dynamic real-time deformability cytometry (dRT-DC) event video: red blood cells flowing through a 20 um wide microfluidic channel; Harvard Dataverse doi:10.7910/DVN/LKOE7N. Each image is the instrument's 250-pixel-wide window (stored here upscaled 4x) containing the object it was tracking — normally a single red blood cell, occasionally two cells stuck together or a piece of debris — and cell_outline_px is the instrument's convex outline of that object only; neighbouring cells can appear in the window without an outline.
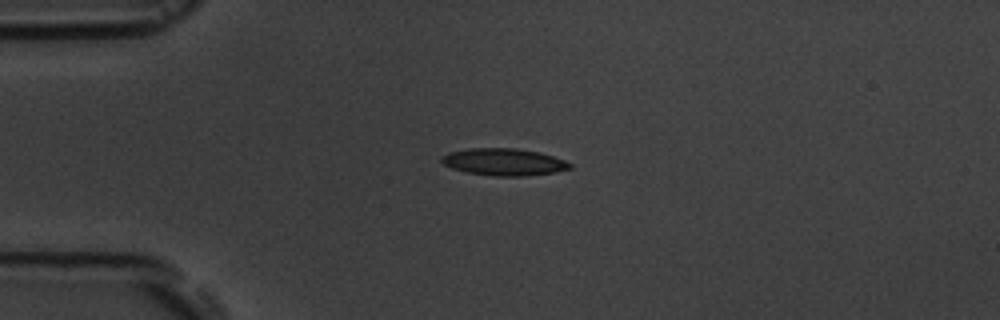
{"species": "common noctule bat (a hibernating species)", "species_latin": "Nyctalus noctula", "temperature_condition": "room temperature", "stored_images_in_passage": 2, "camera_frame_rate_fps": 3000, "um_per_image_px": 0.085, "animal": {"sex": "male", "body_mass_g": 19.5, "forearm_length_mm": 54.6}, "frame": {"image": 1, "passage_image": 1, "time_ms": 0.0, "image_size_px": [1000, 320], "cell_outline_px": [[572, 168], [556, 172], [524, 176], [496, 176], [468, 172], [452, 168], [444, 164], [440, 160], [440, 156], [448, 152], [468, 148], [516, 148], [540, 152], [564, 160], [572, 164]], "centroid_in_image_um": [42.82, 13.76], "position_along_channel_um": 42.2, "area_um2": 20.29}}